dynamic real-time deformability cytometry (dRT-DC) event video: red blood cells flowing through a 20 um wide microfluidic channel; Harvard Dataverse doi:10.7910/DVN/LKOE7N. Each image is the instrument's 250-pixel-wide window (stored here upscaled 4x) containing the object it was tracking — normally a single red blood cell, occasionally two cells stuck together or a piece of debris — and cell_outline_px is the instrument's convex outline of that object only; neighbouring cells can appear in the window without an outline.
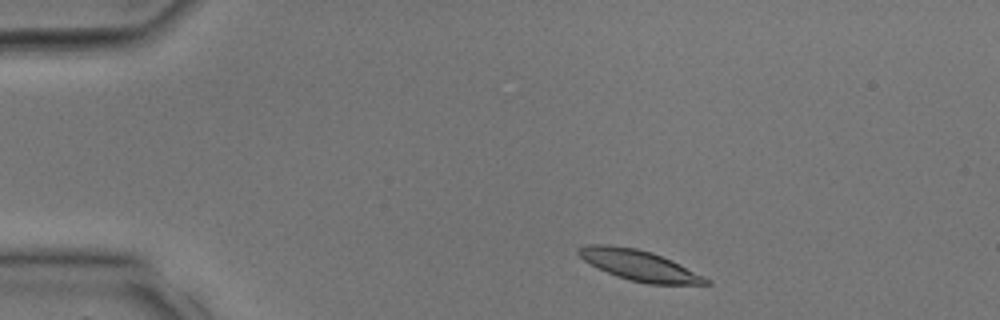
{"species": "common noctule bat (a hibernating species)", "species_latin": "Nyctalus noctula", "temperature_condition": "room temperature", "stored_images_in_passage": 29, "camera_frame_rate_fps": 3000, "um_per_image_px": 0.085, "animal": {"sex": "male", "body_mass_g": 17.9, "forearm_length_mm": 54.2}, "frame": {"image": 1, "passage_image": 2, "time_ms": 0.333, "image_size_px": [1000, 320], "cell_outline_px": [[712, 284], [648, 284], [628, 280], [616, 276], [584, 260], [576, 252], [576, 248], [588, 244], [608, 244], [636, 248], [652, 252], [672, 260], [712, 280]], "centroid_in_image_um": [54.35, 22.55], "position_along_channel_um": 30.7, "area_um2": 22.66}}
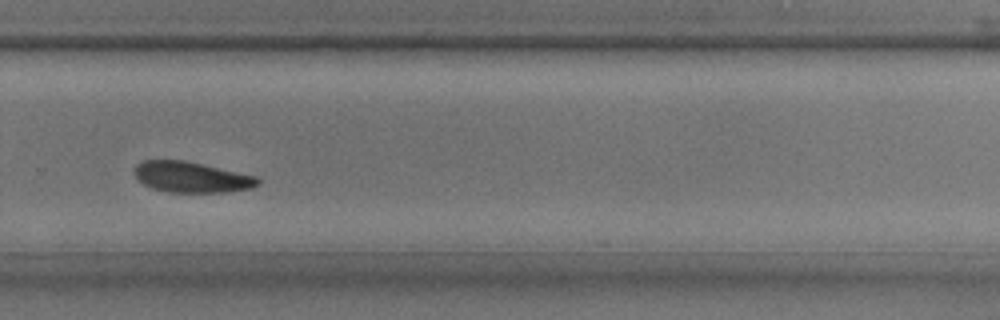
{"frame": {"image": 2, "passage_image": 19, "time_ms": 6.0, "image_size_px": [1000, 320], "cell_outline_px": [[260, 184], [252, 188], [224, 192], [168, 192], [152, 188], [144, 184], [132, 172], [136, 164], [144, 160], [184, 160], [260, 176]], "centroid_in_image_um": [16.31, 15.05], "position_along_channel_um": 313.5, "area_um2": 22.31}}
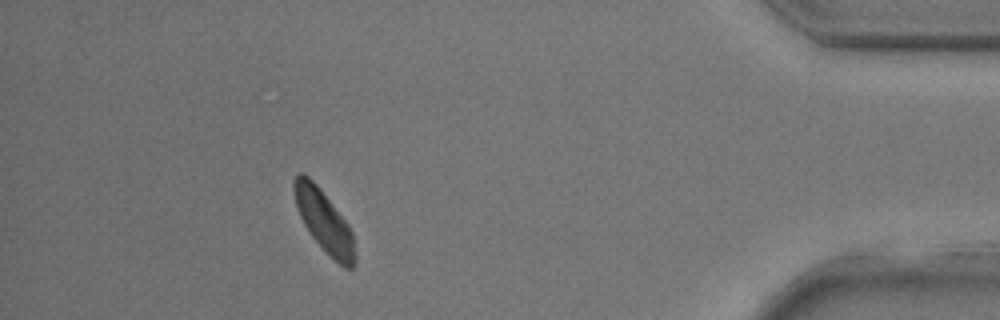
{"frame": {"image": 3, "passage_image": 26, "time_ms": 8.333, "image_size_px": [1000, 320], "cell_outline_px": [[356, 260], [352, 268], [344, 268], [312, 236], [304, 224], [296, 208], [292, 188], [292, 180], [296, 172], [304, 172], [316, 184], [348, 224], [352, 232], [356, 252]], "centroid_in_image_um": [27.51, 18.74], "position_along_channel_um": 407.7, "area_um2": 21.68}}